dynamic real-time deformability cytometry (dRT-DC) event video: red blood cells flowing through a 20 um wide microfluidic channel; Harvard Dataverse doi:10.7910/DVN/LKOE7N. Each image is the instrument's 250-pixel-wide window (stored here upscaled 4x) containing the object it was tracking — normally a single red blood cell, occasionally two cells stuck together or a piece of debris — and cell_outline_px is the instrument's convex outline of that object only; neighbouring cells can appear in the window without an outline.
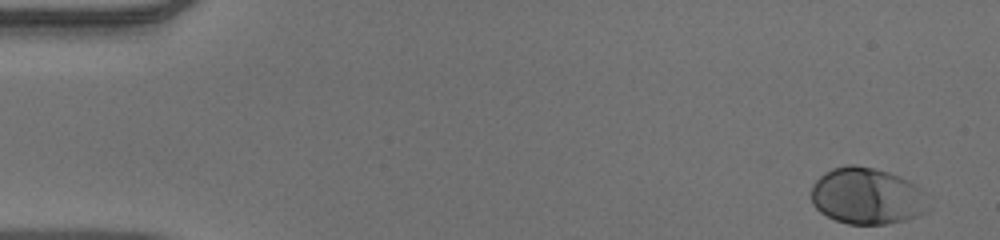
{"species": "human", "species_latin": "Homo sapiens", "temperature_condition": "warm", "stored_images_in_passage": 50, "camera_frame_rate_fps": 3000, "um_per_image_px": 0.085, "donor": {"sex": "male"}, "frame": {"image": 1, "passage_image": 1, "time_ms": 0.0, "image_size_px": [1000, 240], "cell_outline_px": [[932, 208], [928, 212], [904, 220], [884, 224], [848, 224], [836, 220], [820, 212], [812, 204], [812, 184], [824, 172], [832, 168], [848, 164], [856, 164], [888, 172], [900, 176], [916, 184], [932, 196]], "centroid_in_image_um": [73.79, 16.66], "position_along_channel_um": 11.2, "area_um2": 39.48}}
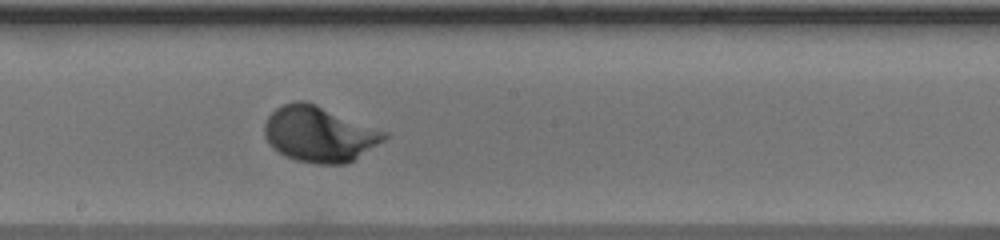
{"frame": {"image": 2, "passage_image": 28, "time_ms": 9.0, "image_size_px": [1000, 240], "cell_outline_px": [[388, 136], [384, 140], [348, 164], [316, 164], [296, 160], [284, 156], [264, 136], [264, 124], [268, 116], [276, 108], [284, 104], [296, 100], [304, 100], [316, 104], [388, 132]], "centroid_in_image_um": [27.15, 11.39], "position_along_channel_um": 221.1, "area_um2": 38.73}}
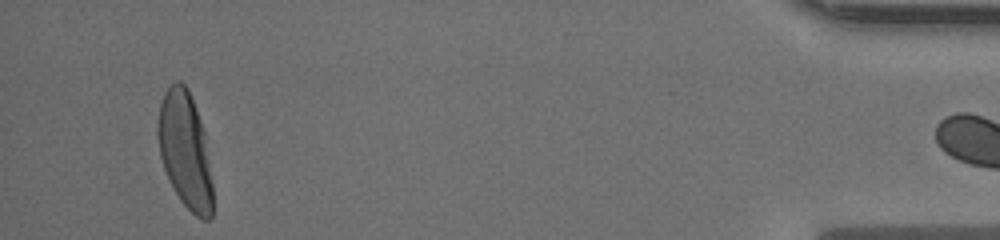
{"frame": {"image": 3, "passage_image": 49, "time_ms": 16.0, "image_size_px": [1000, 240], "cell_outline_px": [[212, 216], [208, 220], [200, 220], [180, 200], [164, 168], [160, 156], [156, 132], [156, 124], [160, 104], [164, 92], [176, 80], [180, 80], [188, 88], [200, 120], [204, 132], [212, 184]], "centroid_in_image_um": [15.71, 12.75], "position_along_channel_um": 419.5, "area_um2": 36.93}}